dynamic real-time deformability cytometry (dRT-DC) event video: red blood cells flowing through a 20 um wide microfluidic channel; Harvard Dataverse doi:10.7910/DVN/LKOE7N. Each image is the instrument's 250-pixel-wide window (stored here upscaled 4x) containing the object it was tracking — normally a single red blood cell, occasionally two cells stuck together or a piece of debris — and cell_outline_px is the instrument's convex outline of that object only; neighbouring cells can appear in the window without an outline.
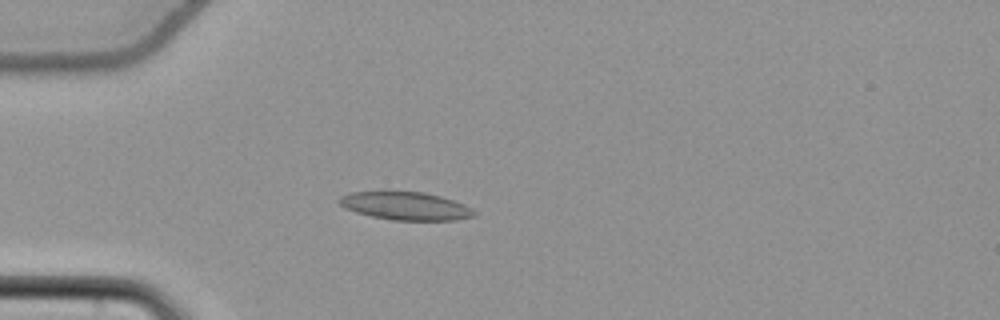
{"species": "common noctule bat (a hibernating species)", "species_latin": "Nyctalus noctula", "temperature_condition": "cold", "stored_images_in_passage": 41, "camera_frame_rate_fps": 3000, "um_per_image_px": 0.085, "animal": {"sex": "female", "body_mass_g": 22.7, "forearm_length_mm": 54.2}, "frame": {"image": 1, "passage_image": 5, "time_ms": 1.333, "image_size_px": [1000, 320], "cell_outline_px": [[476, 216], [456, 220], [392, 220], [372, 216], [356, 212], [344, 208], [336, 200], [340, 196], [348, 192], [380, 188], [384, 188], [424, 192], [440, 196], [464, 204], [472, 208], [476, 212]], "centroid_in_image_um": [34.38, 17.44], "position_along_channel_um": 50.6, "area_um2": 23.18}}
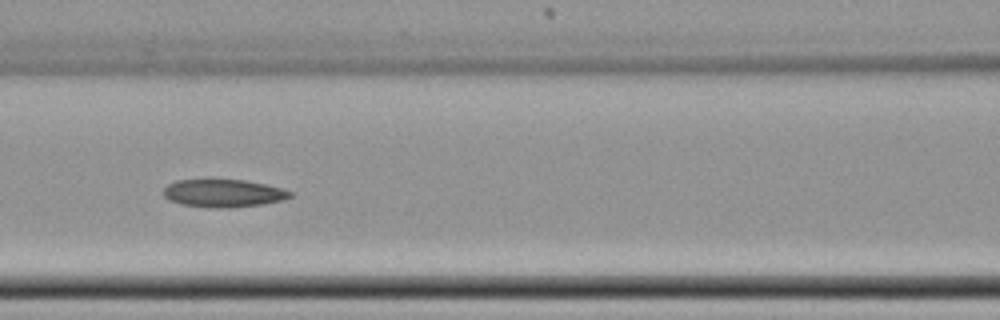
{"frame": {"image": 2, "passage_image": 14, "time_ms": 4.333, "image_size_px": [1000, 320], "cell_outline_px": [[292, 196], [284, 200], [260, 204], [224, 208], [220, 208], [180, 204], [164, 196], [164, 188], [168, 184], [176, 180], [204, 176], [212, 176], [244, 180], [284, 188], [292, 192]], "centroid_in_image_um": [18.95, 16.35], "position_along_channel_um": 147.6, "area_um2": 21.33}}
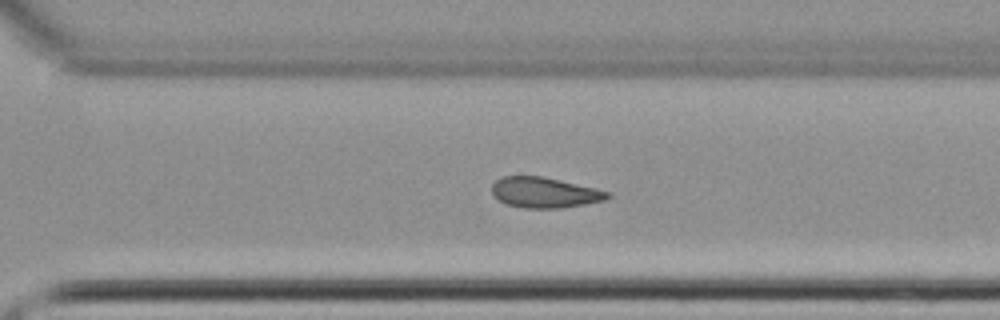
{"frame": {"image": 3, "passage_image": 28, "time_ms": 9.0, "image_size_px": [1000, 320], "cell_outline_px": [[612, 196], [604, 200], [584, 204], [560, 208], [524, 208], [504, 204], [492, 192], [492, 184], [500, 176], [540, 176], [596, 188], [608, 192]], "centroid_in_image_um": [46.26, 16.37], "position_along_channel_um": 324.3, "area_um2": 20.4}}